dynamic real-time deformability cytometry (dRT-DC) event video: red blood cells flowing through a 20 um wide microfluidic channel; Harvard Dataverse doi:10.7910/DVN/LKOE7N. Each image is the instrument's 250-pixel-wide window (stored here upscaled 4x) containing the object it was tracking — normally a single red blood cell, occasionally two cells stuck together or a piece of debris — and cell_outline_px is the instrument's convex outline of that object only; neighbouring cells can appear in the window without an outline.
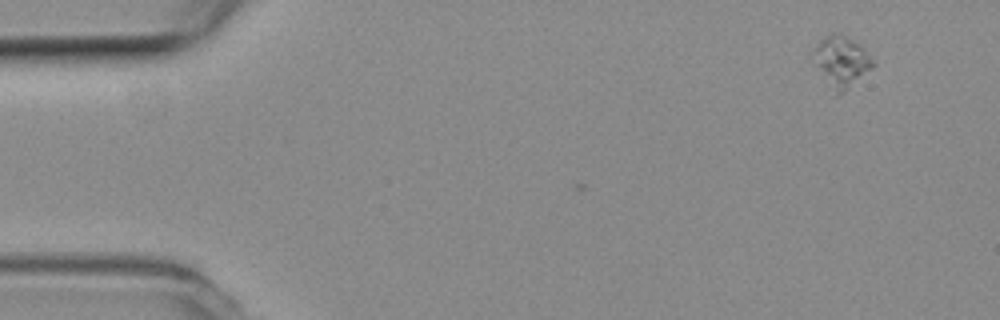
{"species": "common noctule bat (a hibernating species)", "species_latin": "Nyctalus noctula", "temperature_condition": "room temperature", "stored_images_in_passage": 5, "camera_frame_rate_fps": 3000, "um_per_image_px": 0.085, "animal": {"sex": "female", "body_mass_g": 19.3, "forearm_length_mm": 54.1}, "frame": {"image": 1, "passage_image": 1, "time_ms": 0.0, "image_size_px": [1000, 320], "cell_outline_px": [[876, 64], [872, 68], [844, 92], [836, 96], [808, 56], [816, 44], [824, 36], [832, 32], [840, 32], [860, 44]], "centroid_in_image_um": [71.45, 5.2], "position_along_channel_um": 13.6, "area_um2": 18.15}}